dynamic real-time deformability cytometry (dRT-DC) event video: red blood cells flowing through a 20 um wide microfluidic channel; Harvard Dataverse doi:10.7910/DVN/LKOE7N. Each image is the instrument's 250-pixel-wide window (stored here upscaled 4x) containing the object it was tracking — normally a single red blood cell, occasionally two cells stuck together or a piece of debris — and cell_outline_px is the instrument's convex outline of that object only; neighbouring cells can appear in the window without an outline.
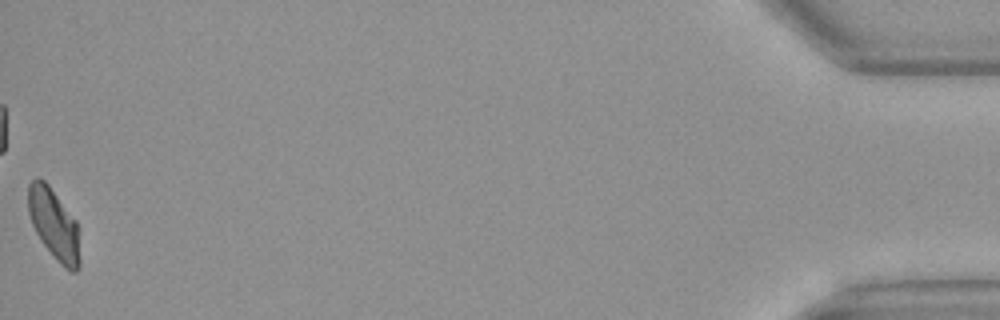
{"species": "Egyptian fruit bat (a non-hibernating species)", "species_latin": "Rousettus aegyptiacus", "temperature_condition": "warm", "stored_images_in_passage": 49, "camera_frame_rate_fps": 3000, "um_per_image_px": 0.085, "animal": {"sex": "female"}, "frame": {"image": 1, "passage_image": 49, "time_ms": 16.0, "image_size_px": [1000, 320], "cell_outline_px": [[80, 264], [76, 272], [72, 272], [64, 268], [56, 260], [40, 240], [32, 224], [28, 212], [28, 184], [36, 176], [40, 176], [48, 184], [76, 220], [80, 260]], "centroid_in_image_um": [4.57, 19.05], "position_along_channel_um": 430.6, "area_um2": 21.39}, "authors_computed_cell_mechanics": {"area_um2": 21.9062, "velocity_mm_per_s": 4.1115, "shape_relaxation_time_tau1_ms": 4.1092, "shape_relaxation_time_tau2_ms": 4.4556, "deformation_change_tau1": 0.1489, "deformation_change_tau2": 0.0853}}